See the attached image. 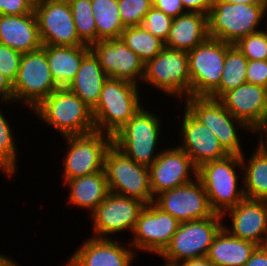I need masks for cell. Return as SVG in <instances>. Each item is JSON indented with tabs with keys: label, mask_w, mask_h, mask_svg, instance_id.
<instances>
[{
	"label": "cell",
	"mask_w": 267,
	"mask_h": 266,
	"mask_svg": "<svg viewBox=\"0 0 267 266\" xmlns=\"http://www.w3.org/2000/svg\"><path fill=\"white\" fill-rule=\"evenodd\" d=\"M31 111L63 137L95 131L92 110L67 87H59Z\"/></svg>",
	"instance_id": "6da1fadb"
},
{
	"label": "cell",
	"mask_w": 267,
	"mask_h": 266,
	"mask_svg": "<svg viewBox=\"0 0 267 266\" xmlns=\"http://www.w3.org/2000/svg\"><path fill=\"white\" fill-rule=\"evenodd\" d=\"M139 86L132 82L108 78L98 103L92 110L95 131L114 136L143 106Z\"/></svg>",
	"instance_id": "7a4b0ae2"
},
{
	"label": "cell",
	"mask_w": 267,
	"mask_h": 266,
	"mask_svg": "<svg viewBox=\"0 0 267 266\" xmlns=\"http://www.w3.org/2000/svg\"><path fill=\"white\" fill-rule=\"evenodd\" d=\"M238 168L243 173L241 155H228L221 160L204 163L198 168L197 178L203 184L210 206L216 214L222 215L245 199L243 176L242 185H238Z\"/></svg>",
	"instance_id": "3957f363"
},
{
	"label": "cell",
	"mask_w": 267,
	"mask_h": 266,
	"mask_svg": "<svg viewBox=\"0 0 267 266\" xmlns=\"http://www.w3.org/2000/svg\"><path fill=\"white\" fill-rule=\"evenodd\" d=\"M143 107L113 136V144L133 161L149 168L160 154L157 145L162 141V121L160 115Z\"/></svg>",
	"instance_id": "277c9868"
},
{
	"label": "cell",
	"mask_w": 267,
	"mask_h": 266,
	"mask_svg": "<svg viewBox=\"0 0 267 266\" xmlns=\"http://www.w3.org/2000/svg\"><path fill=\"white\" fill-rule=\"evenodd\" d=\"M267 16V4H232L214 0L208 14V35L230 44L259 30Z\"/></svg>",
	"instance_id": "5b68a950"
},
{
	"label": "cell",
	"mask_w": 267,
	"mask_h": 266,
	"mask_svg": "<svg viewBox=\"0 0 267 266\" xmlns=\"http://www.w3.org/2000/svg\"><path fill=\"white\" fill-rule=\"evenodd\" d=\"M223 218L214 214L209 218L181 222L170 243L159 255L166 265L204 257L207 255L214 238L223 228Z\"/></svg>",
	"instance_id": "8992f818"
},
{
	"label": "cell",
	"mask_w": 267,
	"mask_h": 266,
	"mask_svg": "<svg viewBox=\"0 0 267 266\" xmlns=\"http://www.w3.org/2000/svg\"><path fill=\"white\" fill-rule=\"evenodd\" d=\"M104 170L111 193L154 203L149 168L126 156L113 143L105 154Z\"/></svg>",
	"instance_id": "52a82bcc"
},
{
	"label": "cell",
	"mask_w": 267,
	"mask_h": 266,
	"mask_svg": "<svg viewBox=\"0 0 267 266\" xmlns=\"http://www.w3.org/2000/svg\"><path fill=\"white\" fill-rule=\"evenodd\" d=\"M142 82L152 85L181 102L191 97V82L188 54L185 51L164 47L162 51L145 64Z\"/></svg>",
	"instance_id": "ba28073f"
},
{
	"label": "cell",
	"mask_w": 267,
	"mask_h": 266,
	"mask_svg": "<svg viewBox=\"0 0 267 266\" xmlns=\"http://www.w3.org/2000/svg\"><path fill=\"white\" fill-rule=\"evenodd\" d=\"M185 108L218 138L220 145L229 155H242L243 147L239 130H252L241 120L235 118L217 99L209 97H188ZM243 128V129H242Z\"/></svg>",
	"instance_id": "9c48e42d"
},
{
	"label": "cell",
	"mask_w": 267,
	"mask_h": 266,
	"mask_svg": "<svg viewBox=\"0 0 267 266\" xmlns=\"http://www.w3.org/2000/svg\"><path fill=\"white\" fill-rule=\"evenodd\" d=\"M14 103L25 104L33 110L59 86L55 83L48 65L45 49L23 53L16 79L12 83Z\"/></svg>",
	"instance_id": "30bf717a"
},
{
	"label": "cell",
	"mask_w": 267,
	"mask_h": 266,
	"mask_svg": "<svg viewBox=\"0 0 267 266\" xmlns=\"http://www.w3.org/2000/svg\"><path fill=\"white\" fill-rule=\"evenodd\" d=\"M232 44L208 37L187 52L191 97H209L219 86L226 57Z\"/></svg>",
	"instance_id": "8fae6325"
},
{
	"label": "cell",
	"mask_w": 267,
	"mask_h": 266,
	"mask_svg": "<svg viewBox=\"0 0 267 266\" xmlns=\"http://www.w3.org/2000/svg\"><path fill=\"white\" fill-rule=\"evenodd\" d=\"M67 151L63 159L64 183L72 178L86 176L104 169L105 154L113 137L99 131L83 135L64 136Z\"/></svg>",
	"instance_id": "7c38bea8"
},
{
	"label": "cell",
	"mask_w": 267,
	"mask_h": 266,
	"mask_svg": "<svg viewBox=\"0 0 267 266\" xmlns=\"http://www.w3.org/2000/svg\"><path fill=\"white\" fill-rule=\"evenodd\" d=\"M34 13L42 45L81 46L67 0H35Z\"/></svg>",
	"instance_id": "4fadbf2b"
},
{
	"label": "cell",
	"mask_w": 267,
	"mask_h": 266,
	"mask_svg": "<svg viewBox=\"0 0 267 266\" xmlns=\"http://www.w3.org/2000/svg\"><path fill=\"white\" fill-rule=\"evenodd\" d=\"M145 205L138 199L110 192L89 215L93 224L91 237L111 239L110 235L115 233H124L127 230L132 233L139 214Z\"/></svg>",
	"instance_id": "5bb4252c"
},
{
	"label": "cell",
	"mask_w": 267,
	"mask_h": 266,
	"mask_svg": "<svg viewBox=\"0 0 267 266\" xmlns=\"http://www.w3.org/2000/svg\"><path fill=\"white\" fill-rule=\"evenodd\" d=\"M180 222L172 215L163 212L154 203L141 210L132 231L130 243L133 249L160 255L178 230Z\"/></svg>",
	"instance_id": "9a60e30c"
},
{
	"label": "cell",
	"mask_w": 267,
	"mask_h": 266,
	"mask_svg": "<svg viewBox=\"0 0 267 266\" xmlns=\"http://www.w3.org/2000/svg\"><path fill=\"white\" fill-rule=\"evenodd\" d=\"M154 204L180 223L209 218L215 214L205 188L198 178L160 193L154 198Z\"/></svg>",
	"instance_id": "2e32d148"
},
{
	"label": "cell",
	"mask_w": 267,
	"mask_h": 266,
	"mask_svg": "<svg viewBox=\"0 0 267 266\" xmlns=\"http://www.w3.org/2000/svg\"><path fill=\"white\" fill-rule=\"evenodd\" d=\"M161 150L158 158L149 167L150 187L154 198L164 191L192 182L197 178L198 172L189 155L178 146Z\"/></svg>",
	"instance_id": "e0dca14e"
},
{
	"label": "cell",
	"mask_w": 267,
	"mask_h": 266,
	"mask_svg": "<svg viewBox=\"0 0 267 266\" xmlns=\"http://www.w3.org/2000/svg\"><path fill=\"white\" fill-rule=\"evenodd\" d=\"M90 50L99 59L100 65L108 78L122 79L134 84H141L145 64L121 38L101 40L93 43Z\"/></svg>",
	"instance_id": "ac0fdd59"
},
{
	"label": "cell",
	"mask_w": 267,
	"mask_h": 266,
	"mask_svg": "<svg viewBox=\"0 0 267 266\" xmlns=\"http://www.w3.org/2000/svg\"><path fill=\"white\" fill-rule=\"evenodd\" d=\"M180 144L194 165L199 168L204 163L218 161L229 154L220 145L218 138L211 130L197 120L185 107L182 115Z\"/></svg>",
	"instance_id": "d6986e66"
},
{
	"label": "cell",
	"mask_w": 267,
	"mask_h": 266,
	"mask_svg": "<svg viewBox=\"0 0 267 266\" xmlns=\"http://www.w3.org/2000/svg\"><path fill=\"white\" fill-rule=\"evenodd\" d=\"M229 215L232 224L223 228L232 236L253 242L258 246L267 245V200L245 198L221 216ZM225 216V217H223Z\"/></svg>",
	"instance_id": "ffe728a7"
},
{
	"label": "cell",
	"mask_w": 267,
	"mask_h": 266,
	"mask_svg": "<svg viewBox=\"0 0 267 266\" xmlns=\"http://www.w3.org/2000/svg\"><path fill=\"white\" fill-rule=\"evenodd\" d=\"M125 246L113 238L89 237L81 242L64 266H132L137 253L131 245Z\"/></svg>",
	"instance_id": "44dd1931"
},
{
	"label": "cell",
	"mask_w": 267,
	"mask_h": 266,
	"mask_svg": "<svg viewBox=\"0 0 267 266\" xmlns=\"http://www.w3.org/2000/svg\"><path fill=\"white\" fill-rule=\"evenodd\" d=\"M217 100L251 130L266 120L267 89L263 86L246 82L223 93Z\"/></svg>",
	"instance_id": "7402d4cb"
},
{
	"label": "cell",
	"mask_w": 267,
	"mask_h": 266,
	"mask_svg": "<svg viewBox=\"0 0 267 266\" xmlns=\"http://www.w3.org/2000/svg\"><path fill=\"white\" fill-rule=\"evenodd\" d=\"M0 43L27 53L42 47L35 13L0 15Z\"/></svg>",
	"instance_id": "603a6c76"
},
{
	"label": "cell",
	"mask_w": 267,
	"mask_h": 266,
	"mask_svg": "<svg viewBox=\"0 0 267 266\" xmlns=\"http://www.w3.org/2000/svg\"><path fill=\"white\" fill-rule=\"evenodd\" d=\"M208 37V15L186 12L172 19L164 46L189 52Z\"/></svg>",
	"instance_id": "cb8c5ba5"
},
{
	"label": "cell",
	"mask_w": 267,
	"mask_h": 266,
	"mask_svg": "<svg viewBox=\"0 0 267 266\" xmlns=\"http://www.w3.org/2000/svg\"><path fill=\"white\" fill-rule=\"evenodd\" d=\"M69 187L68 200L73 207L84 209L91 214L98 205L109 195L107 177L105 170L80 176L67 180L65 183Z\"/></svg>",
	"instance_id": "d4e9b609"
},
{
	"label": "cell",
	"mask_w": 267,
	"mask_h": 266,
	"mask_svg": "<svg viewBox=\"0 0 267 266\" xmlns=\"http://www.w3.org/2000/svg\"><path fill=\"white\" fill-rule=\"evenodd\" d=\"M108 76L103 71L99 59L90 51L83 59L75 78L67 88L75 93L91 110H93Z\"/></svg>",
	"instance_id": "484cf974"
},
{
	"label": "cell",
	"mask_w": 267,
	"mask_h": 266,
	"mask_svg": "<svg viewBox=\"0 0 267 266\" xmlns=\"http://www.w3.org/2000/svg\"><path fill=\"white\" fill-rule=\"evenodd\" d=\"M55 83L67 87L75 78L82 59L91 51L90 46L42 45Z\"/></svg>",
	"instance_id": "4316f807"
},
{
	"label": "cell",
	"mask_w": 267,
	"mask_h": 266,
	"mask_svg": "<svg viewBox=\"0 0 267 266\" xmlns=\"http://www.w3.org/2000/svg\"><path fill=\"white\" fill-rule=\"evenodd\" d=\"M257 247L253 242L234 237L222 228L206 257L213 265L244 266Z\"/></svg>",
	"instance_id": "83f0119b"
},
{
	"label": "cell",
	"mask_w": 267,
	"mask_h": 266,
	"mask_svg": "<svg viewBox=\"0 0 267 266\" xmlns=\"http://www.w3.org/2000/svg\"><path fill=\"white\" fill-rule=\"evenodd\" d=\"M246 160L241 155L243 167V188L247 199L267 200V157L256 147Z\"/></svg>",
	"instance_id": "f1b7e54d"
},
{
	"label": "cell",
	"mask_w": 267,
	"mask_h": 266,
	"mask_svg": "<svg viewBox=\"0 0 267 266\" xmlns=\"http://www.w3.org/2000/svg\"><path fill=\"white\" fill-rule=\"evenodd\" d=\"M92 11L97 31V42L120 38L125 25L123 24L117 0H91Z\"/></svg>",
	"instance_id": "f546056e"
},
{
	"label": "cell",
	"mask_w": 267,
	"mask_h": 266,
	"mask_svg": "<svg viewBox=\"0 0 267 266\" xmlns=\"http://www.w3.org/2000/svg\"><path fill=\"white\" fill-rule=\"evenodd\" d=\"M248 59L232 44L226 51L222 78L218 88L209 96L218 99L228 90L237 88L247 82L246 70Z\"/></svg>",
	"instance_id": "4dcf8cb0"
},
{
	"label": "cell",
	"mask_w": 267,
	"mask_h": 266,
	"mask_svg": "<svg viewBox=\"0 0 267 266\" xmlns=\"http://www.w3.org/2000/svg\"><path fill=\"white\" fill-rule=\"evenodd\" d=\"M122 41L146 64L165 47L164 42L155 37L141 25L127 26L123 30Z\"/></svg>",
	"instance_id": "1f68e13d"
},
{
	"label": "cell",
	"mask_w": 267,
	"mask_h": 266,
	"mask_svg": "<svg viewBox=\"0 0 267 266\" xmlns=\"http://www.w3.org/2000/svg\"><path fill=\"white\" fill-rule=\"evenodd\" d=\"M1 109L2 108H0V172L2 171L5 176L11 179L18 171V145L15 140L14 129L11 128L9 121L6 119L7 117H5L3 113L4 110Z\"/></svg>",
	"instance_id": "d6a6232c"
},
{
	"label": "cell",
	"mask_w": 267,
	"mask_h": 266,
	"mask_svg": "<svg viewBox=\"0 0 267 266\" xmlns=\"http://www.w3.org/2000/svg\"><path fill=\"white\" fill-rule=\"evenodd\" d=\"M72 11L74 24L79 39L91 46L97 42V31L92 11L91 0H67Z\"/></svg>",
	"instance_id": "836d02e7"
},
{
	"label": "cell",
	"mask_w": 267,
	"mask_h": 266,
	"mask_svg": "<svg viewBox=\"0 0 267 266\" xmlns=\"http://www.w3.org/2000/svg\"><path fill=\"white\" fill-rule=\"evenodd\" d=\"M248 60H267V34L265 30L251 33L234 44Z\"/></svg>",
	"instance_id": "e575fe53"
},
{
	"label": "cell",
	"mask_w": 267,
	"mask_h": 266,
	"mask_svg": "<svg viewBox=\"0 0 267 266\" xmlns=\"http://www.w3.org/2000/svg\"><path fill=\"white\" fill-rule=\"evenodd\" d=\"M123 24L127 26L141 25L146 13L153 7L152 0H117Z\"/></svg>",
	"instance_id": "d590c367"
},
{
	"label": "cell",
	"mask_w": 267,
	"mask_h": 266,
	"mask_svg": "<svg viewBox=\"0 0 267 266\" xmlns=\"http://www.w3.org/2000/svg\"><path fill=\"white\" fill-rule=\"evenodd\" d=\"M172 19L153 6L144 16L141 26L165 43L170 32Z\"/></svg>",
	"instance_id": "8d00e7d4"
},
{
	"label": "cell",
	"mask_w": 267,
	"mask_h": 266,
	"mask_svg": "<svg viewBox=\"0 0 267 266\" xmlns=\"http://www.w3.org/2000/svg\"><path fill=\"white\" fill-rule=\"evenodd\" d=\"M22 54L0 43V72L12 83L16 79Z\"/></svg>",
	"instance_id": "74e56055"
},
{
	"label": "cell",
	"mask_w": 267,
	"mask_h": 266,
	"mask_svg": "<svg viewBox=\"0 0 267 266\" xmlns=\"http://www.w3.org/2000/svg\"><path fill=\"white\" fill-rule=\"evenodd\" d=\"M247 82L267 87V60H248Z\"/></svg>",
	"instance_id": "f35d334b"
},
{
	"label": "cell",
	"mask_w": 267,
	"mask_h": 266,
	"mask_svg": "<svg viewBox=\"0 0 267 266\" xmlns=\"http://www.w3.org/2000/svg\"><path fill=\"white\" fill-rule=\"evenodd\" d=\"M35 0H0V15H24L34 12Z\"/></svg>",
	"instance_id": "ab89813d"
},
{
	"label": "cell",
	"mask_w": 267,
	"mask_h": 266,
	"mask_svg": "<svg viewBox=\"0 0 267 266\" xmlns=\"http://www.w3.org/2000/svg\"><path fill=\"white\" fill-rule=\"evenodd\" d=\"M153 6L174 18L186 13L181 0H152Z\"/></svg>",
	"instance_id": "60d3db41"
},
{
	"label": "cell",
	"mask_w": 267,
	"mask_h": 266,
	"mask_svg": "<svg viewBox=\"0 0 267 266\" xmlns=\"http://www.w3.org/2000/svg\"><path fill=\"white\" fill-rule=\"evenodd\" d=\"M186 12H197L208 15L214 0H181Z\"/></svg>",
	"instance_id": "b9f144b4"
},
{
	"label": "cell",
	"mask_w": 267,
	"mask_h": 266,
	"mask_svg": "<svg viewBox=\"0 0 267 266\" xmlns=\"http://www.w3.org/2000/svg\"><path fill=\"white\" fill-rule=\"evenodd\" d=\"M13 104L14 92L12 82L0 72V104Z\"/></svg>",
	"instance_id": "7bdbcfd3"
},
{
	"label": "cell",
	"mask_w": 267,
	"mask_h": 266,
	"mask_svg": "<svg viewBox=\"0 0 267 266\" xmlns=\"http://www.w3.org/2000/svg\"><path fill=\"white\" fill-rule=\"evenodd\" d=\"M244 266H267V245L258 246Z\"/></svg>",
	"instance_id": "ee69618b"
},
{
	"label": "cell",
	"mask_w": 267,
	"mask_h": 266,
	"mask_svg": "<svg viewBox=\"0 0 267 266\" xmlns=\"http://www.w3.org/2000/svg\"><path fill=\"white\" fill-rule=\"evenodd\" d=\"M259 133L258 135V144L255 146L262 154L267 157V123L264 122L260 125H257L253 130L252 134ZM265 133V134H264ZM265 137V138H264Z\"/></svg>",
	"instance_id": "f6af8a7d"
},
{
	"label": "cell",
	"mask_w": 267,
	"mask_h": 266,
	"mask_svg": "<svg viewBox=\"0 0 267 266\" xmlns=\"http://www.w3.org/2000/svg\"><path fill=\"white\" fill-rule=\"evenodd\" d=\"M174 266H212V263L208 260L206 256L187 259L181 262H178Z\"/></svg>",
	"instance_id": "bcb514c9"
},
{
	"label": "cell",
	"mask_w": 267,
	"mask_h": 266,
	"mask_svg": "<svg viewBox=\"0 0 267 266\" xmlns=\"http://www.w3.org/2000/svg\"><path fill=\"white\" fill-rule=\"evenodd\" d=\"M226 2L232 3V4H248V5H254V4H267V0H224Z\"/></svg>",
	"instance_id": "7dc6e473"
},
{
	"label": "cell",
	"mask_w": 267,
	"mask_h": 266,
	"mask_svg": "<svg viewBox=\"0 0 267 266\" xmlns=\"http://www.w3.org/2000/svg\"><path fill=\"white\" fill-rule=\"evenodd\" d=\"M0 266H19L17 265L16 261L10 257L6 256L5 254H0Z\"/></svg>",
	"instance_id": "c3c4849f"
},
{
	"label": "cell",
	"mask_w": 267,
	"mask_h": 266,
	"mask_svg": "<svg viewBox=\"0 0 267 266\" xmlns=\"http://www.w3.org/2000/svg\"><path fill=\"white\" fill-rule=\"evenodd\" d=\"M265 22H266V24H267V21H265ZM266 24H265V26L267 27V25H266ZM263 30H266L265 32H266V34H267V28H266V29H264V28H263Z\"/></svg>",
	"instance_id": "681fc988"
}]
</instances>
